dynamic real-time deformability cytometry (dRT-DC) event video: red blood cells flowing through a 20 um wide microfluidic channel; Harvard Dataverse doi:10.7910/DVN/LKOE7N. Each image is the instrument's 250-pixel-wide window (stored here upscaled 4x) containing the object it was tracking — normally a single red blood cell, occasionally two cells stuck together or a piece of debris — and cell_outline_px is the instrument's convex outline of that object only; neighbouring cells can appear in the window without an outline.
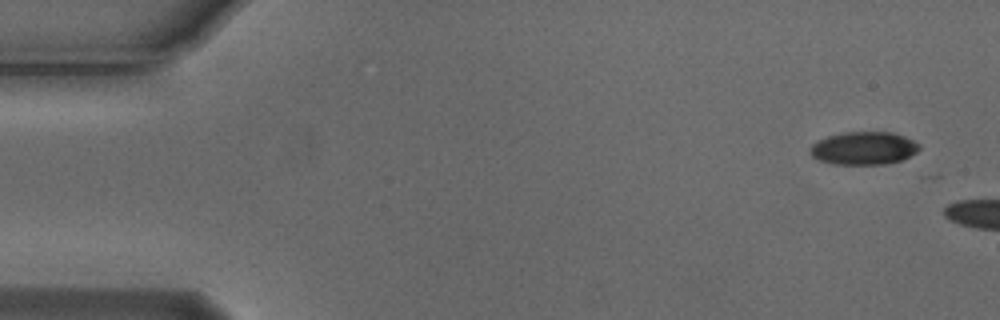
{"species": "Egyptian fruit bat (a non-hibernating species)", "species_latin": "Rousettus aegyptiacus", "temperature_condition": "cold", "stored_images_in_passage": 4, "camera_frame_rate_fps": 3000, "um_per_image_px": 0.085, "animal": {"sex": "male"}, "frame": {"image": 1, "passage_image": 1, "time_ms": 0.0, "image_size_px": [1000, 320], "cell_outline_px": [[920, 148], [916, 152], [900, 160], [884, 164], [832, 164], [816, 160], [808, 152], [808, 148], [816, 140], [828, 136], [844, 132], [892, 132], [904, 136], [920, 144]], "centroid_in_image_um": [73.35, 12.59], "position_along_channel_um": 11.7, "area_um2": 21.1}}